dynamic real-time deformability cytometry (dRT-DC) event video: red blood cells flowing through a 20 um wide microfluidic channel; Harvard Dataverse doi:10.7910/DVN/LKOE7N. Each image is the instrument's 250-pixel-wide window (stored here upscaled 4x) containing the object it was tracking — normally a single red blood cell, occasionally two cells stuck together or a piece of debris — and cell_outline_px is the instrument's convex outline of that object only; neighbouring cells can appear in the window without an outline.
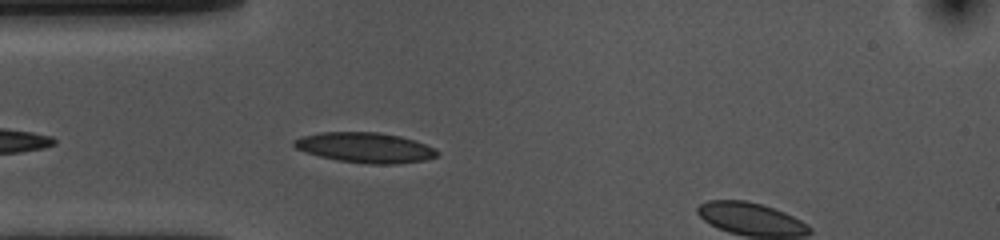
{"species": "common noctule bat (a hibernating species)", "species_latin": "Nyctalus noctula", "temperature_condition": "cold", "stored_images_in_passage": 8, "camera_frame_rate_fps": 3000, "um_per_image_px": 0.085, "animal": {"sex": "female", "body_mass_g": 10.0, "forearm_length_mm": 53.1}, "frame": {"image": 1, "passage_image": 4, "time_ms": 1.0, "image_size_px": [1000, 240], "cell_outline_px": [[440, 152], [436, 156], [424, 160], [396, 164], [368, 164], [336, 160], [304, 152], [296, 148], [292, 144], [292, 140], [300, 136], [320, 132], [376, 132], [400, 136], [436, 148]], "centroid_in_image_um": [31.0, 12.54], "position_along_channel_um": 54.0, "area_um2": 25.26}}
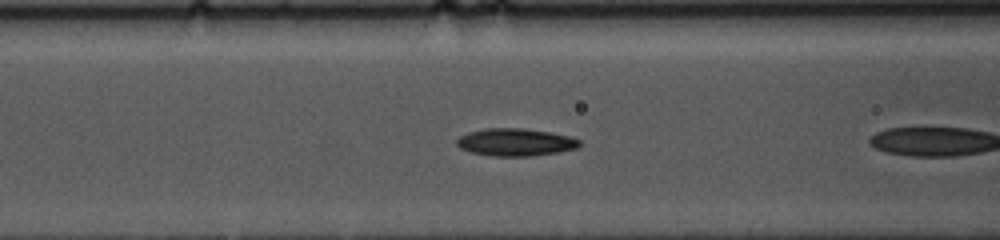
{"frame": {"image": 2, "passage_image": 7, "time_ms": 2.0, "image_size_px": [1000, 240], "cell_outline_px": [[580, 144], [576, 148], [560, 152], [532, 156], [492, 156], [472, 152], [460, 148], [456, 144], [456, 140], [460, 136], [468, 132], [488, 128], [524, 128], [548, 132], [568, 136], [580, 140]], "centroid_in_image_um": [43.8, 12.09], "position_along_channel_um": 122.8, "area_um2": 19.59}}